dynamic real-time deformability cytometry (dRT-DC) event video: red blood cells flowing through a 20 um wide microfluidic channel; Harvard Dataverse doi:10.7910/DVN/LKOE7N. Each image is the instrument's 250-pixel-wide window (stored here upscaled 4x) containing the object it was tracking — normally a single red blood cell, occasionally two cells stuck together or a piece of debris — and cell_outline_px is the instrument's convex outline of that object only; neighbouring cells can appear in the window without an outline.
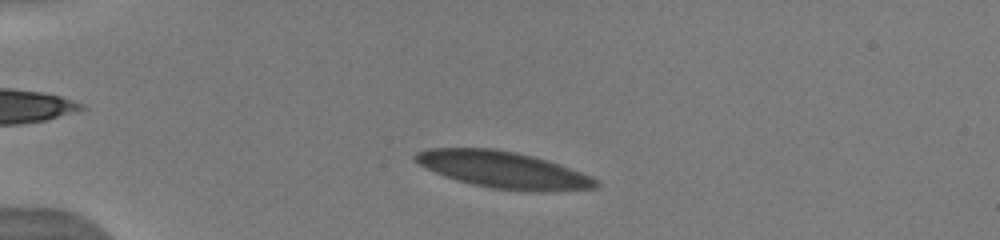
{"species": "human", "species_latin": "Homo sapiens", "temperature_condition": "warm", "stored_images_in_passage": 1, "camera_frame_rate_fps": 3000, "um_per_image_px": 0.085, "donor": {"sex": "male"}, "frame": {"image": 1, "passage_image": 1, "time_ms": 0.0, "image_size_px": [1000, 240], "cell_outline_px": [[600, 184], [596, 188], [540, 192], [492, 188], [472, 184], [456, 180], [444, 176], [424, 168], [412, 156], [416, 152], [428, 148], [496, 148], [516, 152], [548, 160], [592, 176], [600, 180]], "centroid_in_image_um": [42.79, 14.43], "position_along_channel_um": 42.2, "area_um2": 38.78}}